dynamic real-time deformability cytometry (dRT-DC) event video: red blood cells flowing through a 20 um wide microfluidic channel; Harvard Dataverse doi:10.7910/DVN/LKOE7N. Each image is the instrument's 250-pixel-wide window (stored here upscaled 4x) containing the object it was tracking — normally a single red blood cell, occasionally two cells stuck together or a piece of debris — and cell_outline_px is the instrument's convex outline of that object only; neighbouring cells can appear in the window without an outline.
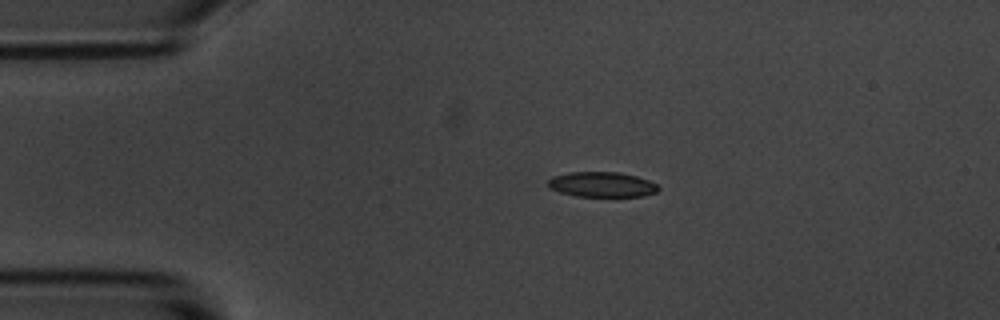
{"species": "common noctule bat (a hibernating species)", "species_latin": "Nyctalus noctula", "temperature_condition": "room temperature", "stored_images_in_passage": 44, "camera_frame_rate_fps": 3000, "um_per_image_px": 0.085, "animal": {"sex": "male", "body_mass_g": 20.1, "forearm_length_mm": 53.5}, "frame": {"image": 1, "passage_image": 1, "time_ms": 0.0, "image_size_px": [1000, 320], "cell_outline_px": [[660, 188], [656, 192], [644, 196], [576, 196], [560, 192], [552, 188], [548, 184], [548, 180], [552, 176], [568, 172], [620, 172], [636, 176], [648, 180], [656, 184]], "centroid_in_image_um": [51.17, 15.67], "position_along_channel_um": 33.8, "area_um2": 16.07}}
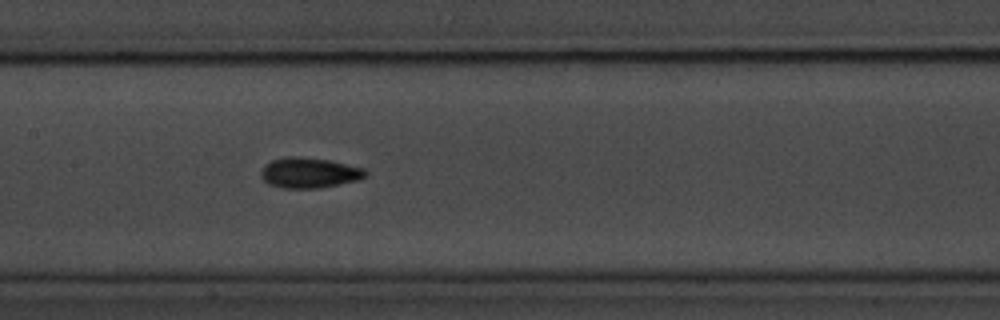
{"frame": {"image": 2, "passage_image": 16, "time_ms": 5.0, "image_size_px": [1000, 320], "cell_outline_px": [[368, 176], [360, 180], [320, 188], [284, 188], [268, 184], [260, 176], [260, 172], [264, 164], [272, 160], [288, 156], [296, 156], [328, 160], [364, 168], [368, 172]], "centroid_in_image_um": [26.3, 14.69], "position_along_channel_um": 181.1, "area_um2": 18.67}}
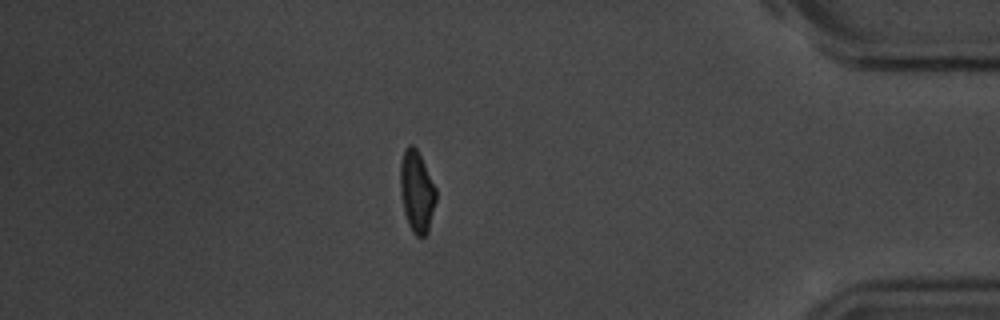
{"frame": {"image": 3, "passage_image": 37, "time_ms": 12.0, "image_size_px": [1000, 320], "cell_outline_px": [[436, 200], [428, 232], [420, 240], [412, 232], [408, 224], [404, 212], [400, 192], [400, 164], [404, 148], [408, 144], [412, 144], [416, 148], [436, 188]], "centroid_in_image_um": [35.41, 16.31], "position_along_channel_um": 399.8, "area_um2": 17.11}, "authors_computed_cell_mechanics": {"area_um2": 17.0799, "velocity_mm_per_s": 3.6826, "shape_relaxation_time_tau1_ms": 2.9167, "shape_relaxation_time_tau2_ms": 5.4034, "deformation_change_tau1": 0.1373, "deformation_change_tau2": 0.0672}}